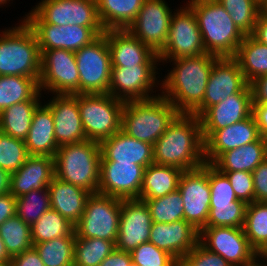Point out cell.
<instances>
[{"label":"cell","instance_id":"cell-1","mask_svg":"<svg viewBox=\"0 0 267 266\" xmlns=\"http://www.w3.org/2000/svg\"><path fill=\"white\" fill-rule=\"evenodd\" d=\"M153 162L183 171L195 170L205 164L204 139L200 118L179 113L164 134L153 145Z\"/></svg>","mask_w":267,"mask_h":266},{"label":"cell","instance_id":"cell-2","mask_svg":"<svg viewBox=\"0 0 267 266\" xmlns=\"http://www.w3.org/2000/svg\"><path fill=\"white\" fill-rule=\"evenodd\" d=\"M218 56L205 53L196 57L168 60L172 69L161 80V95L179 113L191 114L204 99L207 81Z\"/></svg>","mask_w":267,"mask_h":266},{"label":"cell","instance_id":"cell-3","mask_svg":"<svg viewBox=\"0 0 267 266\" xmlns=\"http://www.w3.org/2000/svg\"><path fill=\"white\" fill-rule=\"evenodd\" d=\"M195 13L206 53L234 57L245 35L217 0H188Z\"/></svg>","mask_w":267,"mask_h":266},{"label":"cell","instance_id":"cell-4","mask_svg":"<svg viewBox=\"0 0 267 266\" xmlns=\"http://www.w3.org/2000/svg\"><path fill=\"white\" fill-rule=\"evenodd\" d=\"M0 31V76L40 78L41 52L37 38L24 20Z\"/></svg>","mask_w":267,"mask_h":266},{"label":"cell","instance_id":"cell-5","mask_svg":"<svg viewBox=\"0 0 267 266\" xmlns=\"http://www.w3.org/2000/svg\"><path fill=\"white\" fill-rule=\"evenodd\" d=\"M100 143L84 140L59 146L54 156L55 177L98 193L100 175Z\"/></svg>","mask_w":267,"mask_h":266},{"label":"cell","instance_id":"cell-6","mask_svg":"<svg viewBox=\"0 0 267 266\" xmlns=\"http://www.w3.org/2000/svg\"><path fill=\"white\" fill-rule=\"evenodd\" d=\"M179 114L161 94L147 100L125 102L121 129L132 138L154 145Z\"/></svg>","mask_w":267,"mask_h":266},{"label":"cell","instance_id":"cell-7","mask_svg":"<svg viewBox=\"0 0 267 266\" xmlns=\"http://www.w3.org/2000/svg\"><path fill=\"white\" fill-rule=\"evenodd\" d=\"M124 104L109 93L78 94V107L86 139L100 143L119 132Z\"/></svg>","mask_w":267,"mask_h":266},{"label":"cell","instance_id":"cell-8","mask_svg":"<svg viewBox=\"0 0 267 266\" xmlns=\"http://www.w3.org/2000/svg\"><path fill=\"white\" fill-rule=\"evenodd\" d=\"M121 214V199L91 193L84 212L74 225L75 237L99 238L116 243Z\"/></svg>","mask_w":267,"mask_h":266},{"label":"cell","instance_id":"cell-9","mask_svg":"<svg viewBox=\"0 0 267 266\" xmlns=\"http://www.w3.org/2000/svg\"><path fill=\"white\" fill-rule=\"evenodd\" d=\"M74 54L79 71V94L108 93L112 64L106 31Z\"/></svg>","mask_w":267,"mask_h":266},{"label":"cell","instance_id":"cell-10","mask_svg":"<svg viewBox=\"0 0 267 266\" xmlns=\"http://www.w3.org/2000/svg\"><path fill=\"white\" fill-rule=\"evenodd\" d=\"M21 20H24L34 32L40 50L65 49L76 52L105 32L104 28L47 24L33 10L25 14Z\"/></svg>","mask_w":267,"mask_h":266},{"label":"cell","instance_id":"cell-11","mask_svg":"<svg viewBox=\"0 0 267 266\" xmlns=\"http://www.w3.org/2000/svg\"><path fill=\"white\" fill-rule=\"evenodd\" d=\"M175 11L164 48L158 53L160 63L163 64L175 58L196 57L206 53L193 10L185 4Z\"/></svg>","mask_w":267,"mask_h":266},{"label":"cell","instance_id":"cell-12","mask_svg":"<svg viewBox=\"0 0 267 266\" xmlns=\"http://www.w3.org/2000/svg\"><path fill=\"white\" fill-rule=\"evenodd\" d=\"M40 91L51 94H79V71L75 54L65 49L40 50Z\"/></svg>","mask_w":267,"mask_h":266},{"label":"cell","instance_id":"cell-13","mask_svg":"<svg viewBox=\"0 0 267 266\" xmlns=\"http://www.w3.org/2000/svg\"><path fill=\"white\" fill-rule=\"evenodd\" d=\"M157 66L112 67L108 93L123 102L147 100L160 95L161 92L155 93L161 91L157 90V85L161 86Z\"/></svg>","mask_w":267,"mask_h":266},{"label":"cell","instance_id":"cell-14","mask_svg":"<svg viewBox=\"0 0 267 266\" xmlns=\"http://www.w3.org/2000/svg\"><path fill=\"white\" fill-rule=\"evenodd\" d=\"M199 242L231 266H251L257 260L243 227L206 226L199 232Z\"/></svg>","mask_w":267,"mask_h":266},{"label":"cell","instance_id":"cell-15","mask_svg":"<svg viewBox=\"0 0 267 266\" xmlns=\"http://www.w3.org/2000/svg\"><path fill=\"white\" fill-rule=\"evenodd\" d=\"M238 92H252L234 57H218L213 64L203 102L191 113L200 117L209 107Z\"/></svg>","mask_w":267,"mask_h":266},{"label":"cell","instance_id":"cell-16","mask_svg":"<svg viewBox=\"0 0 267 266\" xmlns=\"http://www.w3.org/2000/svg\"><path fill=\"white\" fill-rule=\"evenodd\" d=\"M178 190L182 196L184 220L200 232L206 227L210 209L209 163L184 171Z\"/></svg>","mask_w":267,"mask_h":266},{"label":"cell","instance_id":"cell-17","mask_svg":"<svg viewBox=\"0 0 267 266\" xmlns=\"http://www.w3.org/2000/svg\"><path fill=\"white\" fill-rule=\"evenodd\" d=\"M165 0H144L142 8L127 30L155 53L166 43L173 11Z\"/></svg>","mask_w":267,"mask_h":266},{"label":"cell","instance_id":"cell-18","mask_svg":"<svg viewBox=\"0 0 267 266\" xmlns=\"http://www.w3.org/2000/svg\"><path fill=\"white\" fill-rule=\"evenodd\" d=\"M32 10L47 24L103 28L96 0H41Z\"/></svg>","mask_w":267,"mask_h":266},{"label":"cell","instance_id":"cell-19","mask_svg":"<svg viewBox=\"0 0 267 266\" xmlns=\"http://www.w3.org/2000/svg\"><path fill=\"white\" fill-rule=\"evenodd\" d=\"M144 169L132 162L100 161L98 193L122 200L139 199Z\"/></svg>","mask_w":267,"mask_h":266},{"label":"cell","instance_id":"cell-20","mask_svg":"<svg viewBox=\"0 0 267 266\" xmlns=\"http://www.w3.org/2000/svg\"><path fill=\"white\" fill-rule=\"evenodd\" d=\"M152 218L145 201L140 199H121V214L115 248L131 252L137 246L148 242Z\"/></svg>","mask_w":267,"mask_h":266},{"label":"cell","instance_id":"cell-21","mask_svg":"<svg viewBox=\"0 0 267 266\" xmlns=\"http://www.w3.org/2000/svg\"><path fill=\"white\" fill-rule=\"evenodd\" d=\"M46 105L53 114L58 146L87 140L80 118L78 94H54Z\"/></svg>","mask_w":267,"mask_h":266},{"label":"cell","instance_id":"cell-22","mask_svg":"<svg viewBox=\"0 0 267 266\" xmlns=\"http://www.w3.org/2000/svg\"><path fill=\"white\" fill-rule=\"evenodd\" d=\"M252 92H238L209 107L199 118L204 142L216 131L252 114Z\"/></svg>","mask_w":267,"mask_h":266},{"label":"cell","instance_id":"cell-23","mask_svg":"<svg viewBox=\"0 0 267 266\" xmlns=\"http://www.w3.org/2000/svg\"><path fill=\"white\" fill-rule=\"evenodd\" d=\"M106 39L112 67L161 65L159 55L127 29L106 30Z\"/></svg>","mask_w":267,"mask_h":266},{"label":"cell","instance_id":"cell-24","mask_svg":"<svg viewBox=\"0 0 267 266\" xmlns=\"http://www.w3.org/2000/svg\"><path fill=\"white\" fill-rule=\"evenodd\" d=\"M259 137L253 114L233 125L216 130L204 142L205 163L212 164L222 153L254 142Z\"/></svg>","mask_w":267,"mask_h":266},{"label":"cell","instance_id":"cell-25","mask_svg":"<svg viewBox=\"0 0 267 266\" xmlns=\"http://www.w3.org/2000/svg\"><path fill=\"white\" fill-rule=\"evenodd\" d=\"M149 242L179 261L199 242V231L184 219L172 223L153 222Z\"/></svg>","mask_w":267,"mask_h":266},{"label":"cell","instance_id":"cell-26","mask_svg":"<svg viewBox=\"0 0 267 266\" xmlns=\"http://www.w3.org/2000/svg\"><path fill=\"white\" fill-rule=\"evenodd\" d=\"M100 161L132 162L148 167L153 162V145L132 138L122 129L100 142Z\"/></svg>","mask_w":267,"mask_h":266},{"label":"cell","instance_id":"cell-27","mask_svg":"<svg viewBox=\"0 0 267 266\" xmlns=\"http://www.w3.org/2000/svg\"><path fill=\"white\" fill-rule=\"evenodd\" d=\"M54 176L53 157L30 155L17 171L11 173L9 192L18 198L32 190L48 188Z\"/></svg>","mask_w":267,"mask_h":266},{"label":"cell","instance_id":"cell-28","mask_svg":"<svg viewBox=\"0 0 267 266\" xmlns=\"http://www.w3.org/2000/svg\"><path fill=\"white\" fill-rule=\"evenodd\" d=\"M44 104V105H43ZM42 102L35 109L29 132L24 140L29 155L53 157L58 149L54 119L50 108Z\"/></svg>","mask_w":267,"mask_h":266},{"label":"cell","instance_id":"cell-29","mask_svg":"<svg viewBox=\"0 0 267 266\" xmlns=\"http://www.w3.org/2000/svg\"><path fill=\"white\" fill-rule=\"evenodd\" d=\"M51 209L59 212L72 224L81 218L90 192L82 187L53 177L48 186Z\"/></svg>","mask_w":267,"mask_h":266},{"label":"cell","instance_id":"cell-30","mask_svg":"<svg viewBox=\"0 0 267 266\" xmlns=\"http://www.w3.org/2000/svg\"><path fill=\"white\" fill-rule=\"evenodd\" d=\"M267 158L265 137L222 153L212 165L220 172H253Z\"/></svg>","mask_w":267,"mask_h":266},{"label":"cell","instance_id":"cell-31","mask_svg":"<svg viewBox=\"0 0 267 266\" xmlns=\"http://www.w3.org/2000/svg\"><path fill=\"white\" fill-rule=\"evenodd\" d=\"M183 172L173 166L150 164L144 169L139 199H156L177 190Z\"/></svg>","mask_w":267,"mask_h":266},{"label":"cell","instance_id":"cell-32","mask_svg":"<svg viewBox=\"0 0 267 266\" xmlns=\"http://www.w3.org/2000/svg\"><path fill=\"white\" fill-rule=\"evenodd\" d=\"M144 0H96L104 30H125L136 19Z\"/></svg>","mask_w":267,"mask_h":266},{"label":"cell","instance_id":"cell-33","mask_svg":"<svg viewBox=\"0 0 267 266\" xmlns=\"http://www.w3.org/2000/svg\"><path fill=\"white\" fill-rule=\"evenodd\" d=\"M39 79L24 76H0V113L16 103L41 101Z\"/></svg>","mask_w":267,"mask_h":266},{"label":"cell","instance_id":"cell-34","mask_svg":"<svg viewBox=\"0 0 267 266\" xmlns=\"http://www.w3.org/2000/svg\"><path fill=\"white\" fill-rule=\"evenodd\" d=\"M234 58L249 84L258 77L267 75V46L251 35L244 37Z\"/></svg>","mask_w":267,"mask_h":266},{"label":"cell","instance_id":"cell-35","mask_svg":"<svg viewBox=\"0 0 267 266\" xmlns=\"http://www.w3.org/2000/svg\"><path fill=\"white\" fill-rule=\"evenodd\" d=\"M41 101H24L6 108L0 113V131L16 139L25 140L32 118Z\"/></svg>","mask_w":267,"mask_h":266},{"label":"cell","instance_id":"cell-36","mask_svg":"<svg viewBox=\"0 0 267 266\" xmlns=\"http://www.w3.org/2000/svg\"><path fill=\"white\" fill-rule=\"evenodd\" d=\"M64 236H75L74 224L53 209L46 211L31 225L33 244Z\"/></svg>","mask_w":267,"mask_h":266},{"label":"cell","instance_id":"cell-37","mask_svg":"<svg viewBox=\"0 0 267 266\" xmlns=\"http://www.w3.org/2000/svg\"><path fill=\"white\" fill-rule=\"evenodd\" d=\"M243 229L256 252L267 249V202L247 204Z\"/></svg>","mask_w":267,"mask_h":266},{"label":"cell","instance_id":"cell-38","mask_svg":"<svg viewBox=\"0 0 267 266\" xmlns=\"http://www.w3.org/2000/svg\"><path fill=\"white\" fill-rule=\"evenodd\" d=\"M115 249L113 241L76 237L73 266H99Z\"/></svg>","mask_w":267,"mask_h":266},{"label":"cell","instance_id":"cell-39","mask_svg":"<svg viewBox=\"0 0 267 266\" xmlns=\"http://www.w3.org/2000/svg\"><path fill=\"white\" fill-rule=\"evenodd\" d=\"M0 237L11 258L33 247L31 226L16 215L0 225Z\"/></svg>","mask_w":267,"mask_h":266},{"label":"cell","instance_id":"cell-40","mask_svg":"<svg viewBox=\"0 0 267 266\" xmlns=\"http://www.w3.org/2000/svg\"><path fill=\"white\" fill-rule=\"evenodd\" d=\"M75 239V236H64L35 243L33 247L45 266H73Z\"/></svg>","mask_w":267,"mask_h":266},{"label":"cell","instance_id":"cell-41","mask_svg":"<svg viewBox=\"0 0 267 266\" xmlns=\"http://www.w3.org/2000/svg\"><path fill=\"white\" fill-rule=\"evenodd\" d=\"M217 1L230 14L235 25L245 36L252 34L260 13V0Z\"/></svg>","mask_w":267,"mask_h":266},{"label":"cell","instance_id":"cell-42","mask_svg":"<svg viewBox=\"0 0 267 266\" xmlns=\"http://www.w3.org/2000/svg\"><path fill=\"white\" fill-rule=\"evenodd\" d=\"M143 201L149 208L152 222L172 223L184 219L182 196L178 189L163 197Z\"/></svg>","mask_w":267,"mask_h":266},{"label":"cell","instance_id":"cell-43","mask_svg":"<svg viewBox=\"0 0 267 266\" xmlns=\"http://www.w3.org/2000/svg\"><path fill=\"white\" fill-rule=\"evenodd\" d=\"M49 209H51V202L48 188L32 190L16 198L15 215L30 226Z\"/></svg>","mask_w":267,"mask_h":266},{"label":"cell","instance_id":"cell-44","mask_svg":"<svg viewBox=\"0 0 267 266\" xmlns=\"http://www.w3.org/2000/svg\"><path fill=\"white\" fill-rule=\"evenodd\" d=\"M247 204L236 200L223 204H210L206 226L243 227Z\"/></svg>","mask_w":267,"mask_h":266},{"label":"cell","instance_id":"cell-45","mask_svg":"<svg viewBox=\"0 0 267 266\" xmlns=\"http://www.w3.org/2000/svg\"><path fill=\"white\" fill-rule=\"evenodd\" d=\"M28 154L23 140L0 131V168L9 173L17 171L27 160Z\"/></svg>","mask_w":267,"mask_h":266},{"label":"cell","instance_id":"cell-46","mask_svg":"<svg viewBox=\"0 0 267 266\" xmlns=\"http://www.w3.org/2000/svg\"><path fill=\"white\" fill-rule=\"evenodd\" d=\"M130 255L138 266H179L175 257L149 241L137 246Z\"/></svg>","mask_w":267,"mask_h":266},{"label":"cell","instance_id":"cell-47","mask_svg":"<svg viewBox=\"0 0 267 266\" xmlns=\"http://www.w3.org/2000/svg\"><path fill=\"white\" fill-rule=\"evenodd\" d=\"M210 204H223L238 200L227 176L209 164Z\"/></svg>","mask_w":267,"mask_h":266},{"label":"cell","instance_id":"cell-48","mask_svg":"<svg viewBox=\"0 0 267 266\" xmlns=\"http://www.w3.org/2000/svg\"><path fill=\"white\" fill-rule=\"evenodd\" d=\"M179 266H231L222 256L208 250L200 242L179 260Z\"/></svg>","mask_w":267,"mask_h":266},{"label":"cell","instance_id":"cell-49","mask_svg":"<svg viewBox=\"0 0 267 266\" xmlns=\"http://www.w3.org/2000/svg\"><path fill=\"white\" fill-rule=\"evenodd\" d=\"M230 181L238 200L244 201L246 204L254 202V183L252 172L236 171L222 172Z\"/></svg>","mask_w":267,"mask_h":266},{"label":"cell","instance_id":"cell-50","mask_svg":"<svg viewBox=\"0 0 267 266\" xmlns=\"http://www.w3.org/2000/svg\"><path fill=\"white\" fill-rule=\"evenodd\" d=\"M254 201L267 202V158L252 172Z\"/></svg>","mask_w":267,"mask_h":266},{"label":"cell","instance_id":"cell-51","mask_svg":"<svg viewBox=\"0 0 267 266\" xmlns=\"http://www.w3.org/2000/svg\"><path fill=\"white\" fill-rule=\"evenodd\" d=\"M11 266H45L34 247L11 258Z\"/></svg>","mask_w":267,"mask_h":266},{"label":"cell","instance_id":"cell-52","mask_svg":"<svg viewBox=\"0 0 267 266\" xmlns=\"http://www.w3.org/2000/svg\"><path fill=\"white\" fill-rule=\"evenodd\" d=\"M253 104H267V75H263L250 83Z\"/></svg>","mask_w":267,"mask_h":266},{"label":"cell","instance_id":"cell-53","mask_svg":"<svg viewBox=\"0 0 267 266\" xmlns=\"http://www.w3.org/2000/svg\"><path fill=\"white\" fill-rule=\"evenodd\" d=\"M16 197L10 192L0 194V225L8 218L15 216Z\"/></svg>","mask_w":267,"mask_h":266},{"label":"cell","instance_id":"cell-54","mask_svg":"<svg viewBox=\"0 0 267 266\" xmlns=\"http://www.w3.org/2000/svg\"><path fill=\"white\" fill-rule=\"evenodd\" d=\"M131 263L130 252L115 249L99 266H130Z\"/></svg>","mask_w":267,"mask_h":266},{"label":"cell","instance_id":"cell-55","mask_svg":"<svg viewBox=\"0 0 267 266\" xmlns=\"http://www.w3.org/2000/svg\"><path fill=\"white\" fill-rule=\"evenodd\" d=\"M252 114L261 137L267 136V104H252Z\"/></svg>","mask_w":267,"mask_h":266},{"label":"cell","instance_id":"cell-56","mask_svg":"<svg viewBox=\"0 0 267 266\" xmlns=\"http://www.w3.org/2000/svg\"><path fill=\"white\" fill-rule=\"evenodd\" d=\"M251 36L267 46V16L259 13L255 28Z\"/></svg>","mask_w":267,"mask_h":266},{"label":"cell","instance_id":"cell-57","mask_svg":"<svg viewBox=\"0 0 267 266\" xmlns=\"http://www.w3.org/2000/svg\"><path fill=\"white\" fill-rule=\"evenodd\" d=\"M11 173L0 168V194L10 191Z\"/></svg>","mask_w":267,"mask_h":266},{"label":"cell","instance_id":"cell-58","mask_svg":"<svg viewBox=\"0 0 267 266\" xmlns=\"http://www.w3.org/2000/svg\"><path fill=\"white\" fill-rule=\"evenodd\" d=\"M0 262L11 263V257L6 251L5 244L0 237Z\"/></svg>","mask_w":267,"mask_h":266},{"label":"cell","instance_id":"cell-59","mask_svg":"<svg viewBox=\"0 0 267 266\" xmlns=\"http://www.w3.org/2000/svg\"><path fill=\"white\" fill-rule=\"evenodd\" d=\"M262 258V259H261ZM264 259V260H263ZM261 266H267V249L257 252V260ZM266 261V262H265ZM263 262V263H262Z\"/></svg>","mask_w":267,"mask_h":266},{"label":"cell","instance_id":"cell-60","mask_svg":"<svg viewBox=\"0 0 267 266\" xmlns=\"http://www.w3.org/2000/svg\"><path fill=\"white\" fill-rule=\"evenodd\" d=\"M260 13L267 16V0H260Z\"/></svg>","mask_w":267,"mask_h":266},{"label":"cell","instance_id":"cell-61","mask_svg":"<svg viewBox=\"0 0 267 266\" xmlns=\"http://www.w3.org/2000/svg\"><path fill=\"white\" fill-rule=\"evenodd\" d=\"M10 1H13V0H0V6L2 7L4 4L6 5L7 3H9ZM0 7V8H1Z\"/></svg>","mask_w":267,"mask_h":266},{"label":"cell","instance_id":"cell-62","mask_svg":"<svg viewBox=\"0 0 267 266\" xmlns=\"http://www.w3.org/2000/svg\"><path fill=\"white\" fill-rule=\"evenodd\" d=\"M0 266H11V263L0 262Z\"/></svg>","mask_w":267,"mask_h":266},{"label":"cell","instance_id":"cell-63","mask_svg":"<svg viewBox=\"0 0 267 266\" xmlns=\"http://www.w3.org/2000/svg\"><path fill=\"white\" fill-rule=\"evenodd\" d=\"M251 266H261L257 261L254 263V264H252Z\"/></svg>","mask_w":267,"mask_h":266},{"label":"cell","instance_id":"cell-64","mask_svg":"<svg viewBox=\"0 0 267 266\" xmlns=\"http://www.w3.org/2000/svg\"><path fill=\"white\" fill-rule=\"evenodd\" d=\"M130 266H138V265H136L135 263L132 262V263L130 264Z\"/></svg>","mask_w":267,"mask_h":266}]
</instances>
